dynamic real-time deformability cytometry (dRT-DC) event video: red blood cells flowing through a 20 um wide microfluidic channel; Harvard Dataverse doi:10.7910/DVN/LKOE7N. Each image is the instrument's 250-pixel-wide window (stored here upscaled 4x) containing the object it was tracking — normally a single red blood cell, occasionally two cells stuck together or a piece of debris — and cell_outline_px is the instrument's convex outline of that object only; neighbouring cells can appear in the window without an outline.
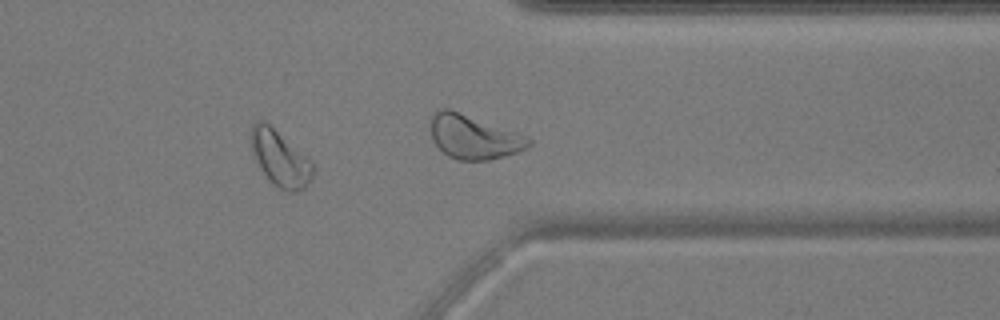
{"species": "common noctule bat (a hibernating species)", "species_latin": "Nyctalus noctula", "temperature_condition": "warm", "stored_images_in_passage": 37, "camera_frame_rate_fps": 3000, "um_per_image_px": 0.085, "animal": {"sex": "male", "body_mass_g": 17.9, "forearm_length_mm": 54.2}, "frame": {"image": 1, "passage_image": 27, "time_ms": 8.667, "image_size_px": [1000, 320], "cell_outline_px": [[312, 176], [308, 184], [304, 188], [292, 192], [280, 188], [272, 184], [268, 180], [260, 168], [252, 152], [252, 124], [256, 120], [264, 120], [312, 160]], "centroid_in_image_um": [23.8, 13.46], "position_along_channel_um": 387.6, "area_um2": 19.83}, "authors_computed_cell_mechanics": {"area_um2": 16.5308, "velocity_mm_per_s": 3.7562, "shape_relaxation_time_tau1_ms": 3.8244, "shape_relaxation_time_tau2_ms": 4.5072, "deformation_change_tau1": 0.0771, "deformation_change_tau2": 0.0749}}